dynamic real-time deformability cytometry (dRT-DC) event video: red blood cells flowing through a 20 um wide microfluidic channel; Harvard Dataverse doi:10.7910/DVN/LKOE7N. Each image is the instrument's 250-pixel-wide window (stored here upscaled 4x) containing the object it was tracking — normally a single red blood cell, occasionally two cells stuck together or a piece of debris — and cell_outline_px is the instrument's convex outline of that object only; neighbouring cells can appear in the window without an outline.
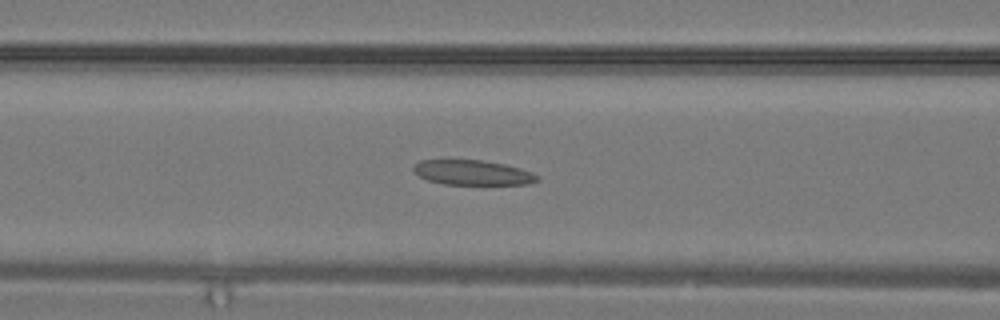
{"species": "common noctule bat (a hibernating species)", "species_latin": "Nyctalus noctula", "temperature_condition": "warm", "stored_images_in_passage": 17, "camera_frame_rate_fps": 3000, "um_per_image_px": 0.085, "animal": {"sex": "male", "body_mass_g": 19.2, "forearm_length_mm": 51.8}, "frame": {"image": 1, "passage_image": 7, "time_ms": 2.0, "image_size_px": [1000, 320], "cell_outline_px": [[540, 180], [532, 184], [444, 184], [428, 180], [420, 176], [412, 168], [412, 164], [420, 160], [480, 160], [504, 164], [520, 168], [532, 172], [540, 176]], "centroid_in_image_um": [40.2, 14.67], "position_along_channel_um": 126.4, "area_um2": 17.98}}
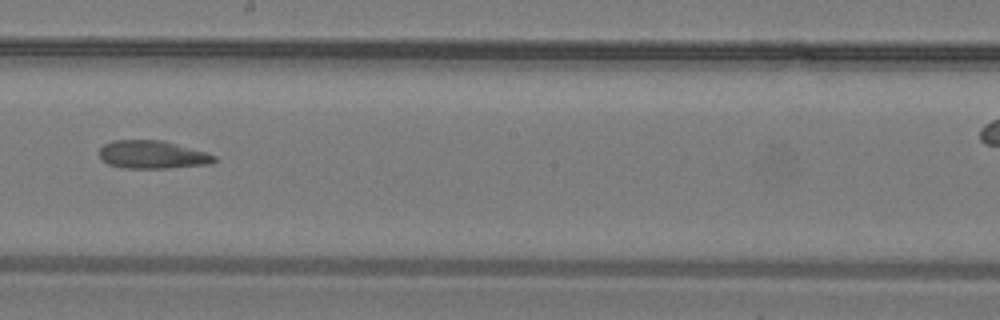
{"frame": {"image": 2, "passage_image": 12, "time_ms": 3.667, "image_size_px": [1000, 320], "cell_outline_px": [[216, 160], [212, 164], [168, 168], [120, 168], [108, 164], [100, 160], [100, 148], [104, 144], [112, 140], [160, 140], [176, 144], [204, 152], [216, 156]], "centroid_in_image_um": [12.91, 13.16], "position_along_channel_um": 235.3, "area_um2": 18.79}}
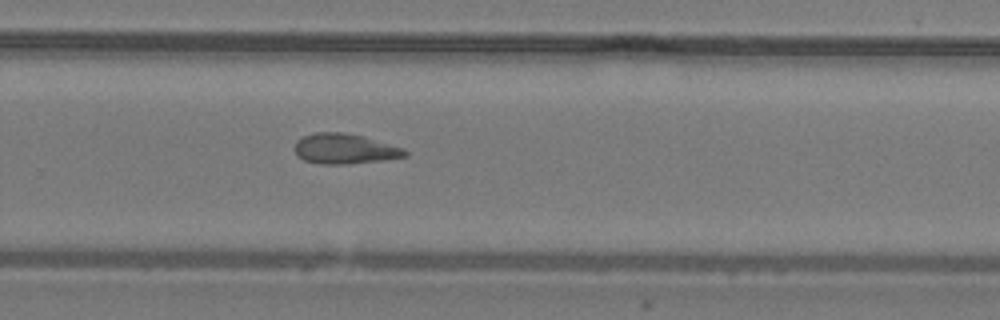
{"frame": {"image": 3, "passage_image": 15, "time_ms": 4.667, "image_size_px": [1000, 320], "cell_outline_px": [[408, 156], [384, 160], [344, 164], [320, 164], [304, 160], [292, 148], [296, 140], [304, 136], [316, 132], [344, 132], [364, 136], [404, 148], [408, 152]], "centroid_in_image_um": [29.3, 12.64], "position_along_channel_um": 300.5, "area_um2": 19.54}}